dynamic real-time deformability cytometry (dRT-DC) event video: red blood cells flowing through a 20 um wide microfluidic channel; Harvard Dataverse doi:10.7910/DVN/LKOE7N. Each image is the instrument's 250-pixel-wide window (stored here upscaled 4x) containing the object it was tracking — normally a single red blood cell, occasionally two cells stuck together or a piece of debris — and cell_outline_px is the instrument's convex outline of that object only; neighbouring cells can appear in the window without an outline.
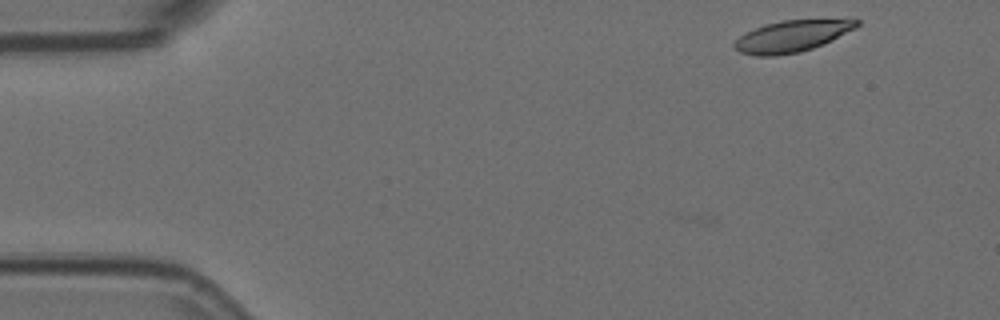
{"species": "Egyptian fruit bat (a non-hibernating species)", "species_latin": "Rousettus aegyptiacus", "temperature_condition": "room temperature", "stored_images_in_passage": 6, "camera_frame_rate_fps": 3000, "um_per_image_px": 0.085, "animal": {"sex": "female"}, "frame": {"image": 1, "passage_image": 2, "time_ms": 0.333, "image_size_px": [1000, 320], "cell_outline_px": [[860, 24], [856, 28], [824, 44], [800, 52], [776, 56], [756, 56], [740, 52], [732, 44], [740, 36], [764, 24], [784, 20], [852, 16], [860, 20]], "centroid_in_image_um": [67.46, 3.02], "position_along_channel_um": 17.5, "area_um2": 23.29}}